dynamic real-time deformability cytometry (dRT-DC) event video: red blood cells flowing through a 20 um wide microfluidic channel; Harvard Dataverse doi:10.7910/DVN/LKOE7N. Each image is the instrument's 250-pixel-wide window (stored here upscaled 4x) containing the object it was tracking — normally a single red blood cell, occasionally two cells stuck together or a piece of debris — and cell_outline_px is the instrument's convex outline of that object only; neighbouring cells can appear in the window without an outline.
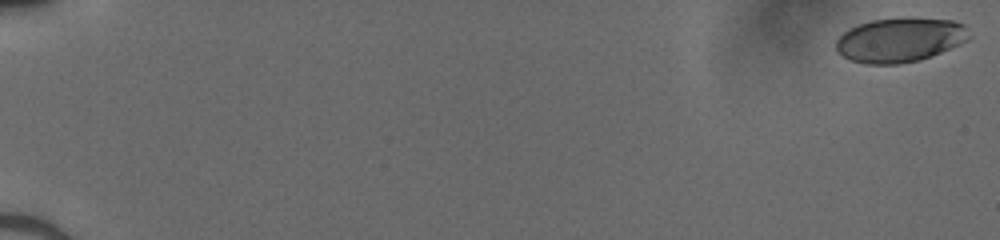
{"species": "human", "species_latin": "Homo sapiens", "temperature_condition": "cold", "stored_images_in_passage": 8, "camera_frame_rate_fps": 3000, "um_per_image_px": 0.085, "donor": {"sex": "male"}, "frame": {"image": 1, "passage_image": 1, "time_ms": 0.0, "image_size_px": [1000, 240], "cell_outline_px": [[972, 36], [968, 40], [960, 44], [920, 60], [896, 64], [868, 64], [852, 60], [836, 52], [836, 40], [844, 32], [860, 24], [872, 20], [904, 16], [952, 20], [964, 24]], "centroid_in_image_um": [76.53, 3.37], "position_along_channel_um": 8.5, "area_um2": 34.62}}
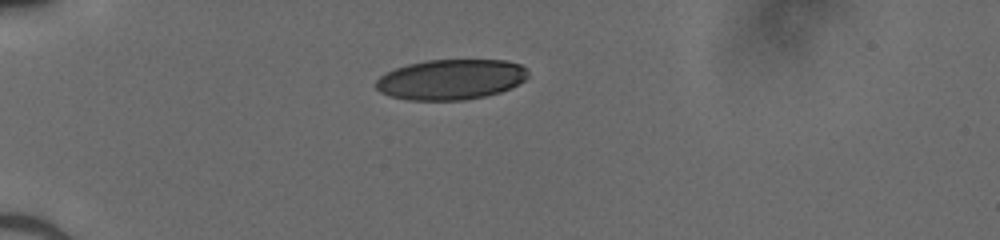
{"frame": {"image": 2, "passage_image": 7, "time_ms": 2.0, "image_size_px": [1000, 240], "cell_outline_px": [[528, 76], [524, 80], [512, 88], [500, 92], [484, 96], [460, 100], [408, 100], [392, 96], [380, 92], [376, 88], [376, 80], [380, 76], [396, 68], [408, 64], [428, 60], [504, 60], [520, 64], [528, 72]], "centroid_in_image_um": [38.33, 6.75], "position_along_channel_um": 46.7, "area_um2": 35.55}}